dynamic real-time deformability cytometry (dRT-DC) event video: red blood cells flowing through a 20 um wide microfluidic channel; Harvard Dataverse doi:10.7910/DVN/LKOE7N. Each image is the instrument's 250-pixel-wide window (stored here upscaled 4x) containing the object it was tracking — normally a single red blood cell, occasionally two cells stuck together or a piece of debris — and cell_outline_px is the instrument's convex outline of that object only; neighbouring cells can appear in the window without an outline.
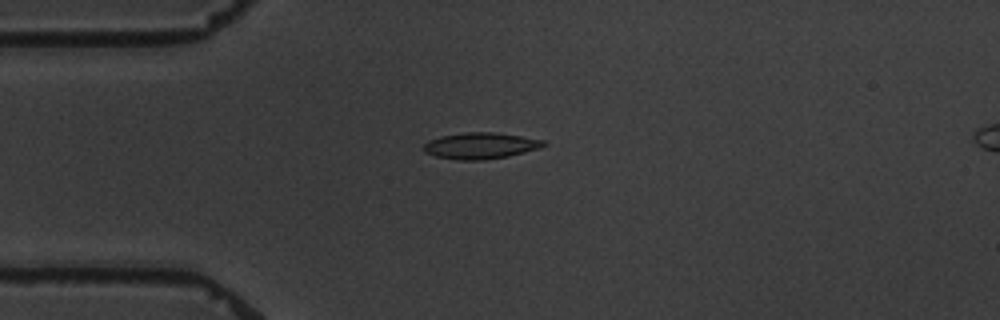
{"species": "common noctule bat (a hibernating species)", "species_latin": "Nyctalus noctula", "temperature_condition": "warm", "stored_images_in_passage": 15, "segment_of_instrument_passage": [1, 2], "camera_frame_rate_fps": 3000, "um_per_image_px": 0.085, "animal": {"sex": "male", "body_mass_g": 19.5, "forearm_length_mm": 54.6}, "frame": {"image": 1, "passage_image": 2, "time_ms": 4.0, "image_size_px": [1000, 320], "cell_outline_px": [[548, 144], [540, 148], [508, 156], [484, 160], [460, 160], [436, 156], [424, 152], [424, 144], [428, 140], [440, 136], [464, 132], [496, 132], [544, 140]], "centroid_in_image_um": [40.84, 12.38], "position_along_channel_um": 44.2, "area_um2": 18.38}}
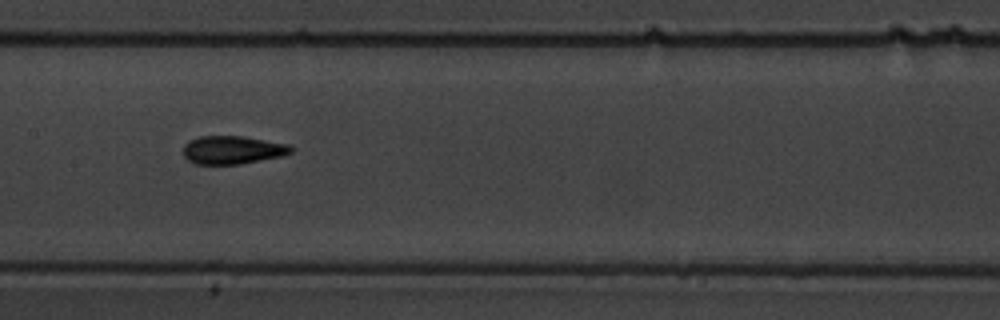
{"frame": {"image": 2, "passage_image": 6, "time_ms": 8.667, "image_size_px": [1000, 320], "cell_outline_px": [[292, 152], [280, 156], [240, 164], [196, 164], [188, 160], [184, 156], [184, 144], [188, 140], [200, 136], [240, 136], [288, 144], [292, 148]], "centroid_in_image_um": [19.72, 12.74], "position_along_channel_um": 187.7, "area_um2": 17.51}}
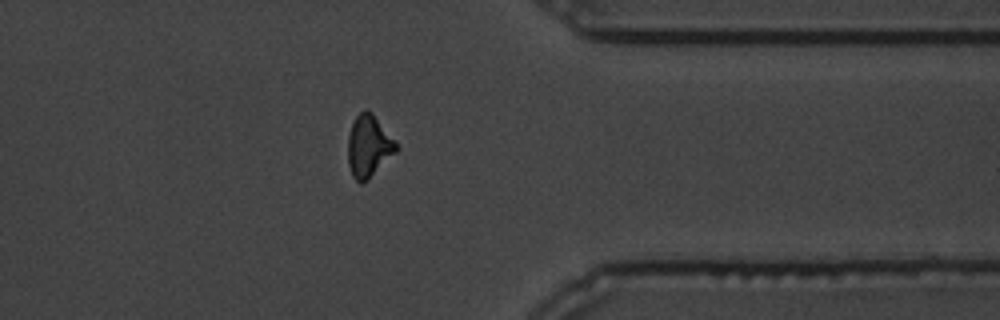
{"frame": {"image": 3, "passage_image": 11, "time_ms": 14.667, "image_size_px": [1000, 320], "cell_outline_px": [[400, 148], [368, 180], [360, 184], [352, 176], [348, 164], [348, 136], [352, 124], [356, 116], [364, 108], [372, 112]], "centroid_in_image_um": [31.33, 12.44], "position_along_channel_um": 380.1, "area_um2": 17.4}}